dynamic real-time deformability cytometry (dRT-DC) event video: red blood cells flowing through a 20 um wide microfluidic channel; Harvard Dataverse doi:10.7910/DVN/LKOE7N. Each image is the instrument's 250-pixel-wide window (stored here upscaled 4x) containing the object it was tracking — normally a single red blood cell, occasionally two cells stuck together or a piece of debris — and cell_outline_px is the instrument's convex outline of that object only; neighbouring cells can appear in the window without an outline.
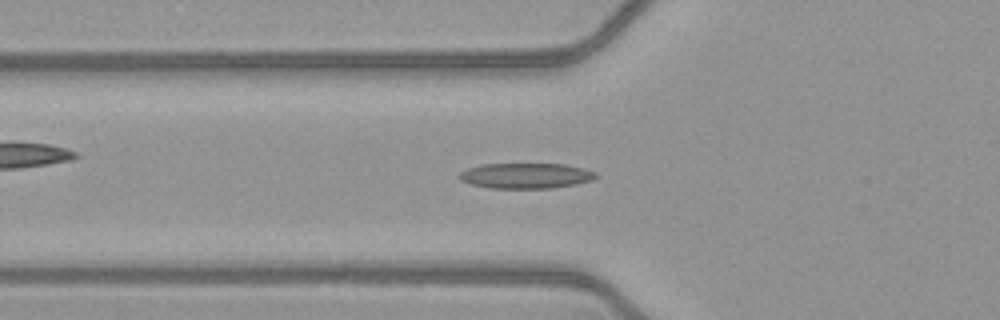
{"species": "common noctule bat (a hibernating species)", "species_latin": "Nyctalus noctula", "temperature_condition": "warm", "stored_images_in_passage": 40, "camera_frame_rate_fps": 3000, "um_per_image_px": 0.085, "animal": {"sex": "female", "body_mass_g": 21.9}, "frame": {"image": 1, "passage_image": 7, "time_ms": 2.0, "image_size_px": [1000, 320], "cell_outline_px": [[600, 176], [592, 180], [576, 184], [552, 188], [488, 188], [472, 184], [460, 180], [456, 176], [460, 172], [468, 168], [480, 164], [564, 164], [584, 168], [596, 172]], "centroid_in_image_um": [44.7, 14.93], "position_along_channel_um": 81.1, "area_um2": 20.4}}
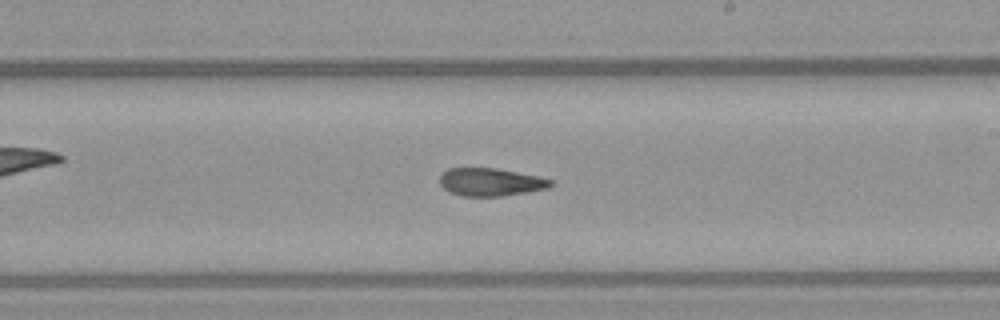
{"frame": {"image": 2, "passage_image": 19, "time_ms": 6.0, "image_size_px": [1000, 320], "cell_outline_px": [[556, 184], [548, 188], [528, 192], [504, 196], [460, 196], [448, 192], [440, 184], [440, 176], [448, 168], [496, 168], [540, 176], [552, 180]], "centroid_in_image_um": [41.73, 15.48], "position_along_channel_um": 247.3, "area_um2": 18.26}}
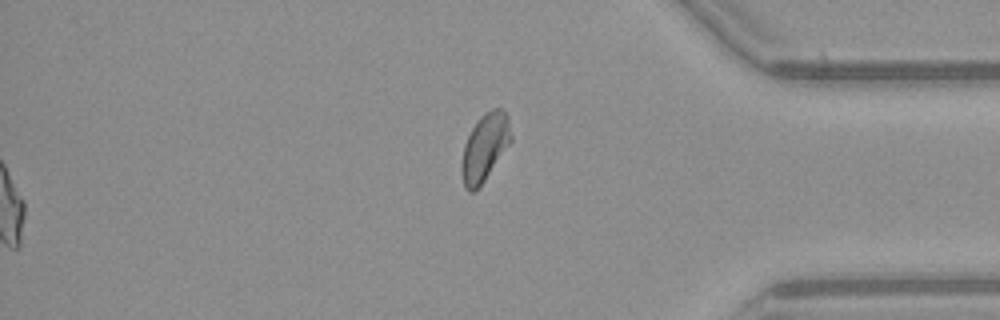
{"frame": {"image": 3, "passage_image": 40, "time_ms": 13.0, "image_size_px": [1000, 320], "cell_outline_px": [[512, 140], [484, 180], [472, 192], [468, 192], [464, 188], [460, 172], [460, 164], [464, 144], [472, 128], [480, 116], [484, 112], [492, 108], [500, 108], [508, 116], [512, 136]], "centroid_in_image_um": [41.18, 12.51], "position_along_channel_um": 394.0, "area_um2": 19.36}, "authors_computed_cell_mechanics": {"area_um2": 18.8428, "velocity_mm_per_s": 4.116, "shape_relaxation_time_tau1_ms": null, "shape_relaxation_time_tau2_ms": 2.4995, "deformation_change_tau1": null, "deformation_change_tau2": 0.109}}